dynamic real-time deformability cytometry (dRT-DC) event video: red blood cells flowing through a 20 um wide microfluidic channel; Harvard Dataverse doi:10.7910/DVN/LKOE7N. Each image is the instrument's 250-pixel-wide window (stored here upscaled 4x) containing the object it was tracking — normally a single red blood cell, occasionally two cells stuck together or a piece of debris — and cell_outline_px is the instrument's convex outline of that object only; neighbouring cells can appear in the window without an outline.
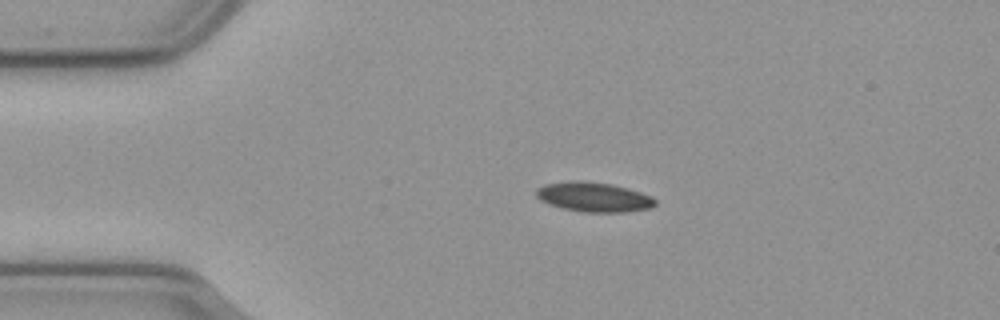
{"species": "common noctule bat (a hibernating species)", "species_latin": "Nyctalus noctula", "temperature_condition": "cold", "stored_images_in_passage": 46, "camera_frame_rate_fps": 3000, "um_per_image_px": 0.085, "animal": {"sex": "male", "body_mass_g": 23.1, "forearm_length_mm": 52.7}, "frame": {"image": 1, "passage_image": 1, "time_ms": 0.0, "image_size_px": [1000, 320], "cell_outline_px": [[656, 204], [652, 208], [628, 212], [584, 212], [564, 208], [548, 204], [540, 200], [536, 196], [536, 188], [544, 184], [568, 180], [584, 180], [612, 184], [628, 188], [652, 196], [656, 200]], "centroid_in_image_um": [50.47, 16.73], "position_along_channel_um": 34.5, "area_um2": 20.87}}
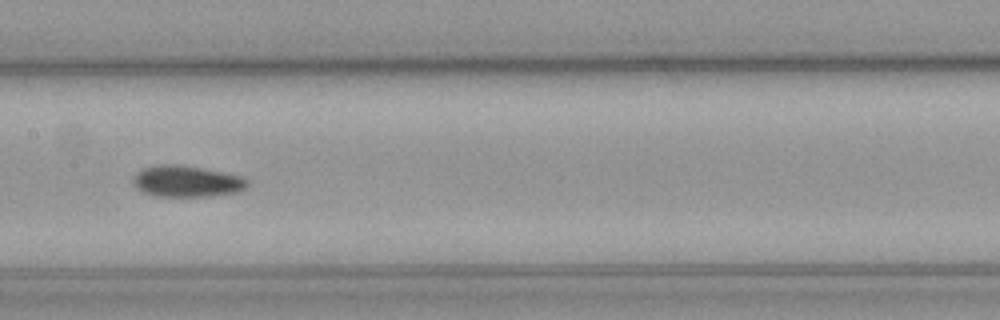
{"frame": {"image": 2, "passage_image": 17, "time_ms": 5.333, "image_size_px": [1000, 320], "cell_outline_px": [[248, 184], [240, 192], [208, 196], [156, 196], [144, 192], [136, 188], [132, 180], [144, 168], [160, 164], [180, 164], [240, 176], [248, 180]], "centroid_in_image_um": [15.88, 15.42], "position_along_channel_um": 191.5, "area_um2": 20.52}}
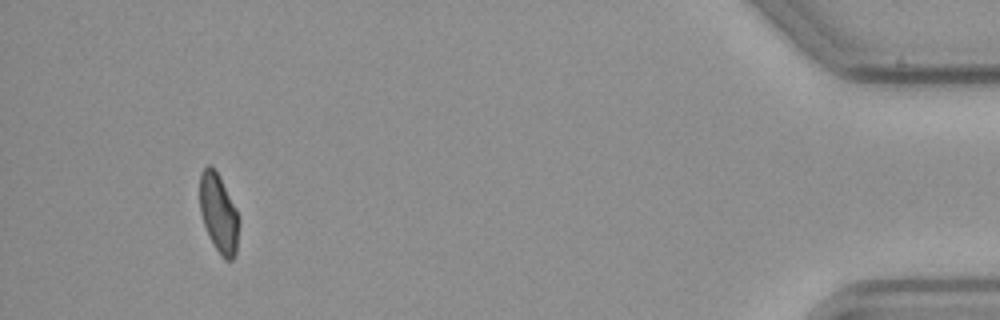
{"frame": {"image": 3, "passage_image": 42, "time_ms": 13.667, "image_size_px": [1000, 320], "cell_outline_px": [[240, 220], [236, 252], [232, 260], [224, 260], [220, 256], [204, 224], [200, 212], [200, 172], [208, 164], [216, 172]], "centroid_in_image_um": [18.58, 18.19], "position_along_channel_um": 416.6, "area_um2": 17.34}, "authors_computed_cell_mechanics": {"area_um2": 19.9699, "velocity_mm_per_s": 3.6215, "shape_relaxation_time_tau1_ms": null, "shape_relaxation_time_tau2_ms": 9.9472, "deformation_change_tau1": null, "deformation_change_tau2": 0.1408}}